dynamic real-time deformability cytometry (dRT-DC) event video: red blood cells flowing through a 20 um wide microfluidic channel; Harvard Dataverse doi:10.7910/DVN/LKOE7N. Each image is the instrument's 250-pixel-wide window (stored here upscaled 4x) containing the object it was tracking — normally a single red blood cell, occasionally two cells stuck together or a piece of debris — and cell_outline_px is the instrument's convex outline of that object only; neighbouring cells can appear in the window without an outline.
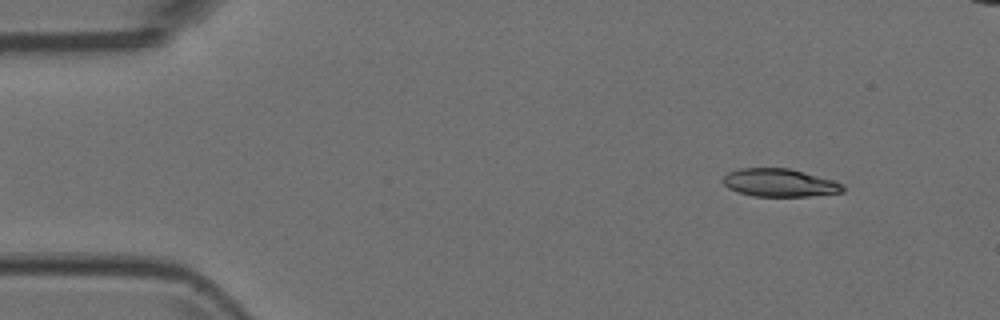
{"species": "Egyptian fruit bat (a non-hibernating species)", "species_latin": "Rousettus aegyptiacus", "temperature_condition": "room temperature", "stored_images_in_passage": 8, "camera_frame_rate_fps": 3000, "um_per_image_px": 0.085, "animal": {"sex": "female"}, "frame": {"image": 1, "passage_image": 1, "time_ms": 0.0, "image_size_px": [1000, 320], "cell_outline_px": [[844, 192], [808, 196], [752, 196], [736, 192], [728, 188], [724, 184], [724, 176], [728, 172], [740, 168], [788, 168], [832, 180], [844, 184]], "centroid_in_image_um": [66.24, 15.54], "position_along_channel_um": 18.8, "area_um2": 19.42}}
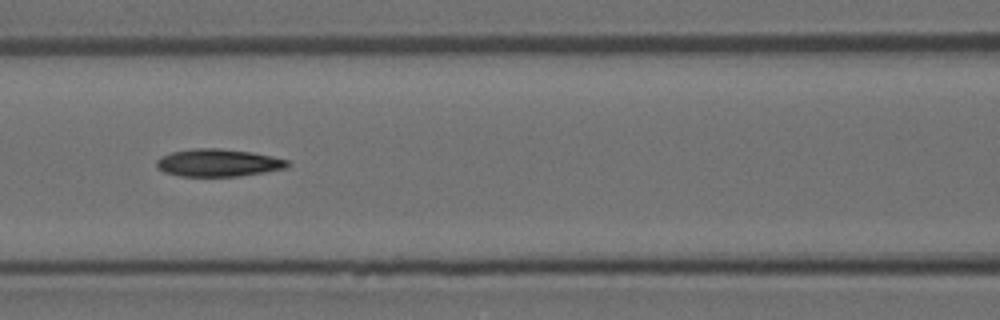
{"frame": {"image": 2, "passage_image": 6, "time_ms": 1.667, "image_size_px": [1000, 320], "cell_outline_px": [[292, 164], [288, 168], [240, 176], [180, 176], [164, 172], [156, 168], [156, 160], [160, 156], [172, 152], [192, 148], [220, 148], [252, 152], [272, 156], [288, 160]], "centroid_in_image_um": [18.55, 13.83], "position_along_channel_um": 148.0, "area_um2": 21.27}}
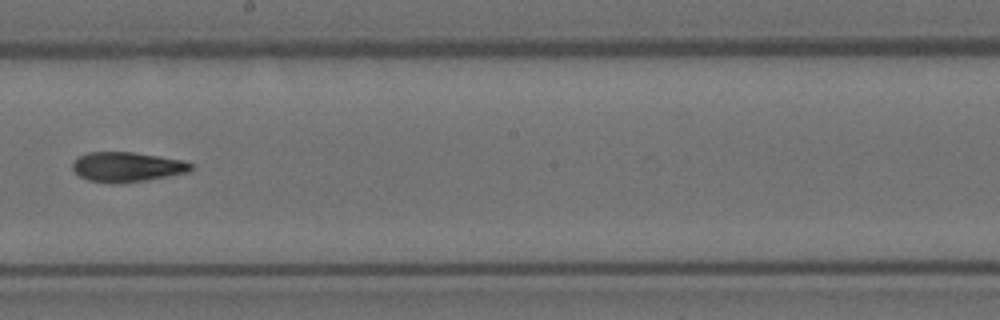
{"frame": {"image": 3, "passage_image": 8, "time_ms": 2.333, "image_size_px": [1000, 320], "cell_outline_px": [[192, 168], [188, 172], [168, 176], [144, 180], [116, 184], [108, 184], [88, 180], [80, 176], [72, 168], [72, 164], [76, 156], [88, 152], [132, 152], [180, 160], [192, 164]], "centroid_in_image_um": [10.72, 14.19], "position_along_channel_um": 237.5, "area_um2": 20.46}}